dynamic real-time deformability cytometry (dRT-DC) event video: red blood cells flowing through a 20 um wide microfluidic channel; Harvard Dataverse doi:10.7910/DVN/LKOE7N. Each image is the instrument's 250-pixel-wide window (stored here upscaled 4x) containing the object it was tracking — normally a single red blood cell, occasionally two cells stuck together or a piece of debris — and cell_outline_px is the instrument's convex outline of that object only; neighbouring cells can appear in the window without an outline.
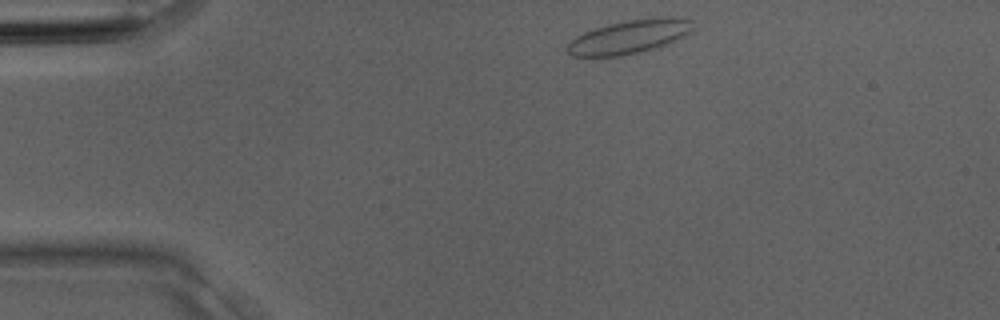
{"species": "Egyptian fruit bat (a non-hibernating species)", "species_latin": "Rousettus aegyptiacus", "temperature_condition": "room temperature", "stored_images_in_passage": 3, "camera_frame_rate_fps": 3000, "um_per_image_px": 0.085, "animal": {"sex": "male"}, "frame": {"image": 1, "passage_image": 3, "time_ms": 0.667, "image_size_px": [1000, 320], "cell_outline_px": [[692, 32], [668, 44], [640, 52], [620, 56], [572, 56], [564, 48], [576, 36], [584, 32], [608, 24], [628, 20], [660, 16], [672, 16], [692, 20]], "centroid_in_image_um": [53.52, 3.11], "position_along_channel_um": 31.5, "area_um2": 24.74}}